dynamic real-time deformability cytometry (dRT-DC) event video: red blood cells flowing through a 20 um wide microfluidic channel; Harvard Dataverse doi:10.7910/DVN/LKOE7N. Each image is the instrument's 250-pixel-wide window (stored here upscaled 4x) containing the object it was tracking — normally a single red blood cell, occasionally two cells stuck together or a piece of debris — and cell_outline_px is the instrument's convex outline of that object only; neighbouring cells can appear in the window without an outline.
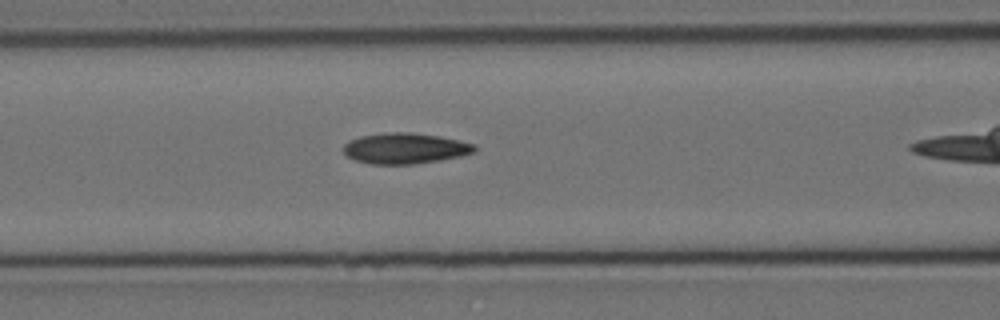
{"species": "Egyptian fruit bat (a non-hibernating species)", "species_latin": "Rousettus aegyptiacus", "temperature_condition": "cold", "stored_images_in_passage": 41, "camera_frame_rate_fps": 3000, "um_per_image_px": 0.085, "animal": {"sex": "female"}, "frame": {"image": 1, "passage_image": 19, "time_ms": 6.0, "image_size_px": [1000, 320], "cell_outline_px": [[476, 152], [460, 156], [440, 160], [412, 164], [372, 164], [356, 160], [348, 156], [344, 152], [344, 144], [348, 140], [360, 136], [384, 132], [408, 132], [440, 136], [476, 144]], "centroid_in_image_um": [34.44, 12.6], "position_along_channel_um": 132.2, "area_um2": 23.52}}
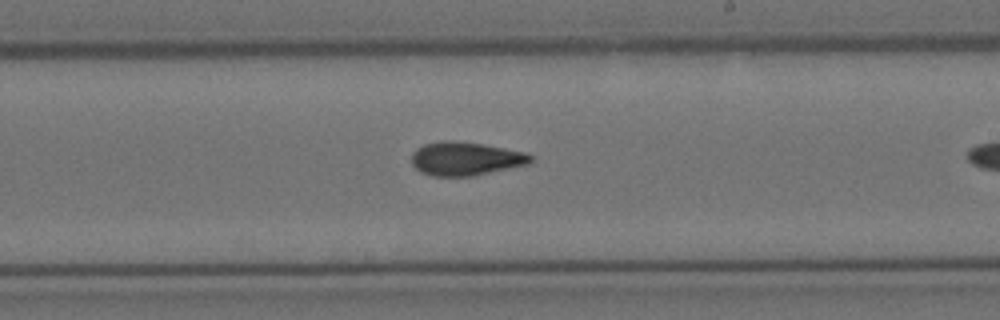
{"frame": {"image": 2, "passage_image": 29, "time_ms": 9.333, "image_size_px": [1000, 320], "cell_outline_px": [[532, 160], [528, 164], [472, 176], [432, 176], [420, 172], [412, 164], [412, 152], [416, 148], [424, 144], [440, 140], [456, 140], [504, 148], [524, 152], [532, 156]], "centroid_in_image_um": [39.52, 13.48], "position_along_channel_um": 249.5, "area_um2": 23.24}}
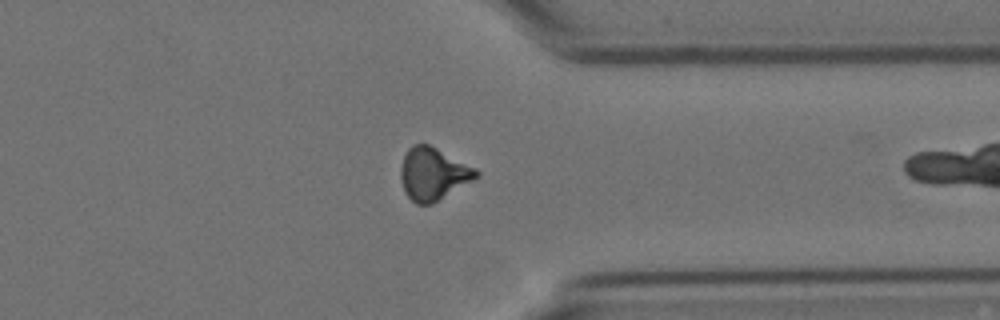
{"frame": {"image": 3, "passage_image": 40, "time_ms": 13.0, "image_size_px": [1000, 320], "cell_outline_px": [[480, 176], [432, 204], [416, 204], [404, 192], [400, 180], [400, 168], [404, 156], [408, 148], [412, 144], [428, 144], [476, 168], [480, 172]], "centroid_in_image_um": [36.8, 14.78], "position_along_channel_um": 374.6, "area_um2": 23.06}}